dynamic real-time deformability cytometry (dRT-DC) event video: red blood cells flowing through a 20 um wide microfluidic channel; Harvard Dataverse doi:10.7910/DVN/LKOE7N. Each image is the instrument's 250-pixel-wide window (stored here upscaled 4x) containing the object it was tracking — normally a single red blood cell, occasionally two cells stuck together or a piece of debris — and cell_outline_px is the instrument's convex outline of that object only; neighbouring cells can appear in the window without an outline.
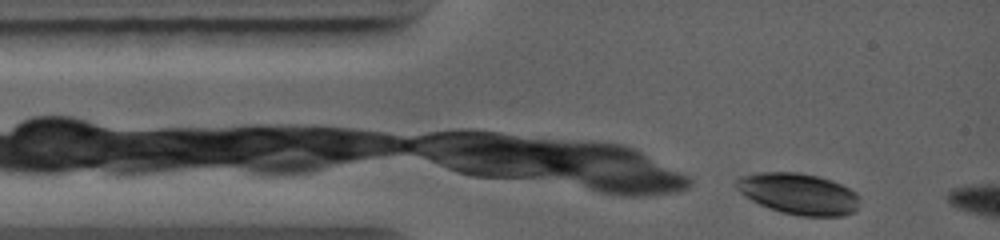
{"species": "common noctule bat (a hibernating species)", "species_latin": "Nyctalus noctula", "temperature_condition": "warm", "stored_images_in_passage": 4, "camera_frame_rate_fps": 5000, "um_per_image_px": 0.085, "animal": {"sex": "female", "body_mass_g": 19.0, "forearm_length_mm": 56.7}, "frame": {"image": 1, "passage_image": 1, "time_ms": 0.0, "image_size_px": [1000, 240], "cell_outline_px": [[856, 212], [844, 216], [800, 216], [780, 212], [768, 208], [744, 196], [732, 184], [740, 176], [760, 172], [800, 172], [832, 180], [856, 192]], "centroid_in_image_um": [67.82, 16.47], "position_along_channel_um": 17.2, "area_um2": 29.65}}